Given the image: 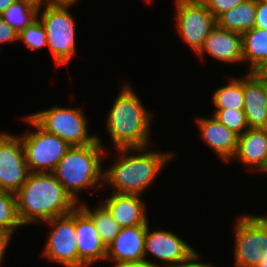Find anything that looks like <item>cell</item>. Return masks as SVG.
Here are the masks:
<instances>
[{"label": "cell", "instance_id": "6da1fadb", "mask_svg": "<svg viewBox=\"0 0 267 267\" xmlns=\"http://www.w3.org/2000/svg\"><path fill=\"white\" fill-rule=\"evenodd\" d=\"M15 195L22 226L44 224L69 214L79 205L52 173L31 172Z\"/></svg>", "mask_w": 267, "mask_h": 267}, {"label": "cell", "instance_id": "7a4b0ae2", "mask_svg": "<svg viewBox=\"0 0 267 267\" xmlns=\"http://www.w3.org/2000/svg\"><path fill=\"white\" fill-rule=\"evenodd\" d=\"M146 148H117L118 159L104 170L103 185L114 188L113 193L141 196L174 156Z\"/></svg>", "mask_w": 267, "mask_h": 267}, {"label": "cell", "instance_id": "3957f363", "mask_svg": "<svg viewBox=\"0 0 267 267\" xmlns=\"http://www.w3.org/2000/svg\"><path fill=\"white\" fill-rule=\"evenodd\" d=\"M132 87L122 86L107 114L106 127L115 149L149 147L153 116Z\"/></svg>", "mask_w": 267, "mask_h": 267}, {"label": "cell", "instance_id": "277c9868", "mask_svg": "<svg viewBox=\"0 0 267 267\" xmlns=\"http://www.w3.org/2000/svg\"><path fill=\"white\" fill-rule=\"evenodd\" d=\"M102 144L98 136L95 143L71 146L52 172L77 203H80L78 193L81 190L91 187L99 190L104 186V168L101 166V159L108 148Z\"/></svg>", "mask_w": 267, "mask_h": 267}, {"label": "cell", "instance_id": "5b68a950", "mask_svg": "<svg viewBox=\"0 0 267 267\" xmlns=\"http://www.w3.org/2000/svg\"><path fill=\"white\" fill-rule=\"evenodd\" d=\"M71 7L72 5L49 3L38 9L37 17L45 27L47 47L55 66L67 65L76 53V20L68 10ZM41 9L43 12H40Z\"/></svg>", "mask_w": 267, "mask_h": 267}, {"label": "cell", "instance_id": "8992f818", "mask_svg": "<svg viewBox=\"0 0 267 267\" xmlns=\"http://www.w3.org/2000/svg\"><path fill=\"white\" fill-rule=\"evenodd\" d=\"M42 129L60 137L70 146H86L98 140L89 135L88 120L81 108L53 106L29 115Z\"/></svg>", "mask_w": 267, "mask_h": 267}, {"label": "cell", "instance_id": "52a82bcc", "mask_svg": "<svg viewBox=\"0 0 267 267\" xmlns=\"http://www.w3.org/2000/svg\"><path fill=\"white\" fill-rule=\"evenodd\" d=\"M234 226V267H256L267 259V216L242 215Z\"/></svg>", "mask_w": 267, "mask_h": 267}, {"label": "cell", "instance_id": "ba28073f", "mask_svg": "<svg viewBox=\"0 0 267 267\" xmlns=\"http://www.w3.org/2000/svg\"><path fill=\"white\" fill-rule=\"evenodd\" d=\"M24 120L35 128V131L20 135L30 172L52 173L71 146L42 129L29 115Z\"/></svg>", "mask_w": 267, "mask_h": 267}, {"label": "cell", "instance_id": "9c48e42d", "mask_svg": "<svg viewBox=\"0 0 267 267\" xmlns=\"http://www.w3.org/2000/svg\"><path fill=\"white\" fill-rule=\"evenodd\" d=\"M176 27L182 40L197 54L217 25L216 18L202 0H174Z\"/></svg>", "mask_w": 267, "mask_h": 267}, {"label": "cell", "instance_id": "30bf717a", "mask_svg": "<svg viewBox=\"0 0 267 267\" xmlns=\"http://www.w3.org/2000/svg\"><path fill=\"white\" fill-rule=\"evenodd\" d=\"M44 223L49 224L51 228L42 255L53 263L65 267H78L75 209L67 215L55 217Z\"/></svg>", "mask_w": 267, "mask_h": 267}, {"label": "cell", "instance_id": "8fae6325", "mask_svg": "<svg viewBox=\"0 0 267 267\" xmlns=\"http://www.w3.org/2000/svg\"><path fill=\"white\" fill-rule=\"evenodd\" d=\"M149 253L167 267H185L197 251L173 232L161 230L159 226L150 231L148 224L145 233V263L153 267L161 266L146 258Z\"/></svg>", "mask_w": 267, "mask_h": 267}, {"label": "cell", "instance_id": "7c38bea8", "mask_svg": "<svg viewBox=\"0 0 267 267\" xmlns=\"http://www.w3.org/2000/svg\"><path fill=\"white\" fill-rule=\"evenodd\" d=\"M30 173L21 137L0 133V190L16 193Z\"/></svg>", "mask_w": 267, "mask_h": 267}, {"label": "cell", "instance_id": "4fadbf2b", "mask_svg": "<svg viewBox=\"0 0 267 267\" xmlns=\"http://www.w3.org/2000/svg\"><path fill=\"white\" fill-rule=\"evenodd\" d=\"M148 224L121 228L118 235L107 247L106 261L112 267L145 263V233Z\"/></svg>", "mask_w": 267, "mask_h": 267}, {"label": "cell", "instance_id": "5bb4252c", "mask_svg": "<svg viewBox=\"0 0 267 267\" xmlns=\"http://www.w3.org/2000/svg\"><path fill=\"white\" fill-rule=\"evenodd\" d=\"M75 230L78 267H89L97 261H105L107 247L101 241L92 218L79 205L75 208Z\"/></svg>", "mask_w": 267, "mask_h": 267}, {"label": "cell", "instance_id": "9a60e30c", "mask_svg": "<svg viewBox=\"0 0 267 267\" xmlns=\"http://www.w3.org/2000/svg\"><path fill=\"white\" fill-rule=\"evenodd\" d=\"M243 92L249 128L267 129V80L247 72L243 75Z\"/></svg>", "mask_w": 267, "mask_h": 267}, {"label": "cell", "instance_id": "2e32d148", "mask_svg": "<svg viewBox=\"0 0 267 267\" xmlns=\"http://www.w3.org/2000/svg\"><path fill=\"white\" fill-rule=\"evenodd\" d=\"M207 53L221 62L230 64L243 62L242 34L216 25L196 55L204 58Z\"/></svg>", "mask_w": 267, "mask_h": 267}, {"label": "cell", "instance_id": "e0dca14e", "mask_svg": "<svg viewBox=\"0 0 267 267\" xmlns=\"http://www.w3.org/2000/svg\"><path fill=\"white\" fill-rule=\"evenodd\" d=\"M199 136L225 163L231 162L237 151L238 135L220 123L214 115L199 117Z\"/></svg>", "mask_w": 267, "mask_h": 267}, {"label": "cell", "instance_id": "ac0fdd59", "mask_svg": "<svg viewBox=\"0 0 267 267\" xmlns=\"http://www.w3.org/2000/svg\"><path fill=\"white\" fill-rule=\"evenodd\" d=\"M235 159L249 171L267 173V129L248 128L239 136Z\"/></svg>", "mask_w": 267, "mask_h": 267}, {"label": "cell", "instance_id": "d6986e66", "mask_svg": "<svg viewBox=\"0 0 267 267\" xmlns=\"http://www.w3.org/2000/svg\"><path fill=\"white\" fill-rule=\"evenodd\" d=\"M111 194V196L105 197L102 204L121 228L149 224L146 214L147 206H145L142 196L113 192Z\"/></svg>", "mask_w": 267, "mask_h": 267}, {"label": "cell", "instance_id": "ffe728a7", "mask_svg": "<svg viewBox=\"0 0 267 267\" xmlns=\"http://www.w3.org/2000/svg\"><path fill=\"white\" fill-rule=\"evenodd\" d=\"M257 0H244L234 9L221 14L217 25L229 31L243 34L255 26Z\"/></svg>", "mask_w": 267, "mask_h": 267}, {"label": "cell", "instance_id": "44dd1931", "mask_svg": "<svg viewBox=\"0 0 267 267\" xmlns=\"http://www.w3.org/2000/svg\"><path fill=\"white\" fill-rule=\"evenodd\" d=\"M243 62L250 64L246 72H255L267 59V29L253 28L242 34Z\"/></svg>", "mask_w": 267, "mask_h": 267}, {"label": "cell", "instance_id": "7402d4cb", "mask_svg": "<svg viewBox=\"0 0 267 267\" xmlns=\"http://www.w3.org/2000/svg\"><path fill=\"white\" fill-rule=\"evenodd\" d=\"M81 202L79 206L92 218L101 241L108 247L118 235L121 227L102 203L95 206V209H91L86 203Z\"/></svg>", "mask_w": 267, "mask_h": 267}, {"label": "cell", "instance_id": "603a6c76", "mask_svg": "<svg viewBox=\"0 0 267 267\" xmlns=\"http://www.w3.org/2000/svg\"><path fill=\"white\" fill-rule=\"evenodd\" d=\"M212 102L214 110L243 109V76L232 78L227 85L217 88L213 93Z\"/></svg>", "mask_w": 267, "mask_h": 267}, {"label": "cell", "instance_id": "cb8c5ba5", "mask_svg": "<svg viewBox=\"0 0 267 267\" xmlns=\"http://www.w3.org/2000/svg\"><path fill=\"white\" fill-rule=\"evenodd\" d=\"M38 9L26 0H17L0 17L19 34L37 18Z\"/></svg>", "mask_w": 267, "mask_h": 267}, {"label": "cell", "instance_id": "d4e9b609", "mask_svg": "<svg viewBox=\"0 0 267 267\" xmlns=\"http://www.w3.org/2000/svg\"><path fill=\"white\" fill-rule=\"evenodd\" d=\"M21 226L15 193L0 190V229L14 236Z\"/></svg>", "mask_w": 267, "mask_h": 267}, {"label": "cell", "instance_id": "484cf974", "mask_svg": "<svg viewBox=\"0 0 267 267\" xmlns=\"http://www.w3.org/2000/svg\"><path fill=\"white\" fill-rule=\"evenodd\" d=\"M19 40L32 51L47 46L45 27L38 17L18 34V41Z\"/></svg>", "mask_w": 267, "mask_h": 267}, {"label": "cell", "instance_id": "4316f807", "mask_svg": "<svg viewBox=\"0 0 267 267\" xmlns=\"http://www.w3.org/2000/svg\"><path fill=\"white\" fill-rule=\"evenodd\" d=\"M213 115L220 123L238 136H241L249 128L243 109L214 110Z\"/></svg>", "mask_w": 267, "mask_h": 267}, {"label": "cell", "instance_id": "83f0119b", "mask_svg": "<svg viewBox=\"0 0 267 267\" xmlns=\"http://www.w3.org/2000/svg\"><path fill=\"white\" fill-rule=\"evenodd\" d=\"M208 10L213 14V16L217 19L221 14L230 9H234L244 0H202Z\"/></svg>", "mask_w": 267, "mask_h": 267}, {"label": "cell", "instance_id": "f1b7e54d", "mask_svg": "<svg viewBox=\"0 0 267 267\" xmlns=\"http://www.w3.org/2000/svg\"><path fill=\"white\" fill-rule=\"evenodd\" d=\"M18 41V33L0 17V44Z\"/></svg>", "mask_w": 267, "mask_h": 267}, {"label": "cell", "instance_id": "f546056e", "mask_svg": "<svg viewBox=\"0 0 267 267\" xmlns=\"http://www.w3.org/2000/svg\"><path fill=\"white\" fill-rule=\"evenodd\" d=\"M255 28L267 29V2L257 0Z\"/></svg>", "mask_w": 267, "mask_h": 267}, {"label": "cell", "instance_id": "4dcf8cb0", "mask_svg": "<svg viewBox=\"0 0 267 267\" xmlns=\"http://www.w3.org/2000/svg\"><path fill=\"white\" fill-rule=\"evenodd\" d=\"M13 235L0 229V266L4 262L5 251L12 240Z\"/></svg>", "mask_w": 267, "mask_h": 267}, {"label": "cell", "instance_id": "1f68e13d", "mask_svg": "<svg viewBox=\"0 0 267 267\" xmlns=\"http://www.w3.org/2000/svg\"><path fill=\"white\" fill-rule=\"evenodd\" d=\"M199 252H197L192 258L191 260L187 263V265L185 267H215L212 264H207V263H203V262H197L200 257H199Z\"/></svg>", "mask_w": 267, "mask_h": 267}, {"label": "cell", "instance_id": "d6a6232c", "mask_svg": "<svg viewBox=\"0 0 267 267\" xmlns=\"http://www.w3.org/2000/svg\"><path fill=\"white\" fill-rule=\"evenodd\" d=\"M257 76L267 80V59L263 64L254 72Z\"/></svg>", "mask_w": 267, "mask_h": 267}, {"label": "cell", "instance_id": "836d02e7", "mask_svg": "<svg viewBox=\"0 0 267 267\" xmlns=\"http://www.w3.org/2000/svg\"><path fill=\"white\" fill-rule=\"evenodd\" d=\"M16 1L17 0H0V15Z\"/></svg>", "mask_w": 267, "mask_h": 267}, {"label": "cell", "instance_id": "e575fe53", "mask_svg": "<svg viewBox=\"0 0 267 267\" xmlns=\"http://www.w3.org/2000/svg\"><path fill=\"white\" fill-rule=\"evenodd\" d=\"M51 4L74 5L79 0H49Z\"/></svg>", "mask_w": 267, "mask_h": 267}, {"label": "cell", "instance_id": "d590c367", "mask_svg": "<svg viewBox=\"0 0 267 267\" xmlns=\"http://www.w3.org/2000/svg\"><path fill=\"white\" fill-rule=\"evenodd\" d=\"M26 1L32 3L33 5L37 6L38 8L43 7V5L45 6V5L50 3L49 0H26Z\"/></svg>", "mask_w": 267, "mask_h": 267}, {"label": "cell", "instance_id": "8d00e7d4", "mask_svg": "<svg viewBox=\"0 0 267 267\" xmlns=\"http://www.w3.org/2000/svg\"><path fill=\"white\" fill-rule=\"evenodd\" d=\"M122 267H153V266L147 263H143V264H135V265H125Z\"/></svg>", "mask_w": 267, "mask_h": 267}, {"label": "cell", "instance_id": "74e56055", "mask_svg": "<svg viewBox=\"0 0 267 267\" xmlns=\"http://www.w3.org/2000/svg\"><path fill=\"white\" fill-rule=\"evenodd\" d=\"M256 267H267V259L261 261Z\"/></svg>", "mask_w": 267, "mask_h": 267}]
</instances>
